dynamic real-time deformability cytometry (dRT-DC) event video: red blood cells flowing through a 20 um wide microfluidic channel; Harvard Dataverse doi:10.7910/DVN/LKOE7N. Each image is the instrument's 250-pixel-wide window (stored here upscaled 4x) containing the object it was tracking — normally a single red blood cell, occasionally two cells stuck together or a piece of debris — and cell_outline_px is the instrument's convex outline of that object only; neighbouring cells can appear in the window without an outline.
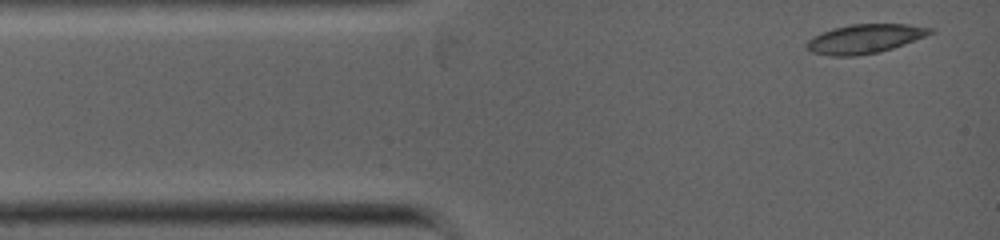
{"species": "common noctule bat (a hibernating species)", "species_latin": "Nyctalus noctula", "temperature_condition": "warm", "stored_images_in_passage": 23, "camera_frame_rate_fps": 5000, "um_per_image_px": 0.085, "animal": {"sex": "female", "body_mass_g": 19.0, "forearm_length_mm": 53.3}, "frame": {"image": 1, "passage_image": 1, "time_ms": 0.0, "image_size_px": [1000, 240], "cell_outline_px": [[936, 32], [904, 44], [880, 52], [856, 56], [832, 56], [812, 52], [804, 44], [808, 40], [832, 28], [852, 24], [908, 24], [932, 28]], "centroid_in_image_um": [73.53, 3.3], "position_along_channel_um": 11.5, "area_um2": 20.81}}
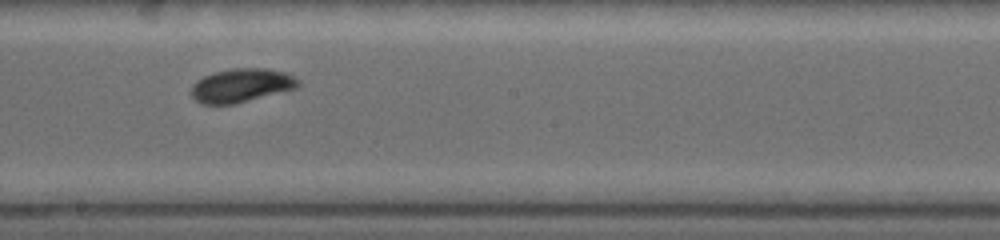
{"frame": {"image": 2, "passage_image": 14, "time_ms": 5.4, "image_size_px": [1000, 240], "cell_outline_px": [[300, 84], [296, 88], [232, 104], [200, 104], [192, 96], [192, 84], [196, 80], [204, 76], [216, 72], [232, 68], [268, 68], [284, 72], [300, 80]], "centroid_in_image_um": [20.5, 7.25], "position_along_channel_um": 227.7, "area_um2": 20.75}}
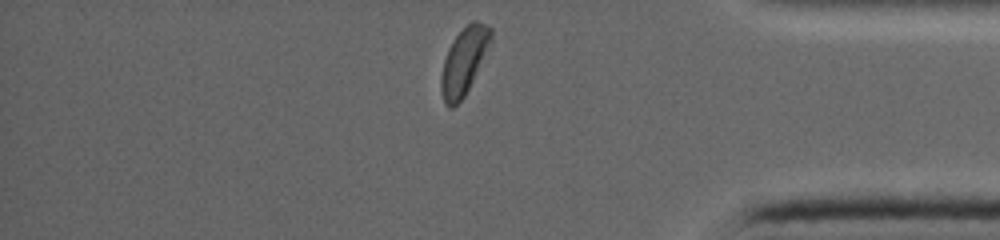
{"frame": {"image": 3, "passage_image": 23, "time_ms": 9.2, "image_size_px": [1000, 240], "cell_outline_px": [[492, 40], [464, 96], [452, 108], [448, 108], [444, 104], [440, 88], [440, 76], [444, 60], [448, 48], [456, 36], [472, 20], [476, 20], [492, 28]], "centroid_in_image_um": [39.41, 5.2], "position_along_channel_um": 395.8, "area_um2": 19.02}}